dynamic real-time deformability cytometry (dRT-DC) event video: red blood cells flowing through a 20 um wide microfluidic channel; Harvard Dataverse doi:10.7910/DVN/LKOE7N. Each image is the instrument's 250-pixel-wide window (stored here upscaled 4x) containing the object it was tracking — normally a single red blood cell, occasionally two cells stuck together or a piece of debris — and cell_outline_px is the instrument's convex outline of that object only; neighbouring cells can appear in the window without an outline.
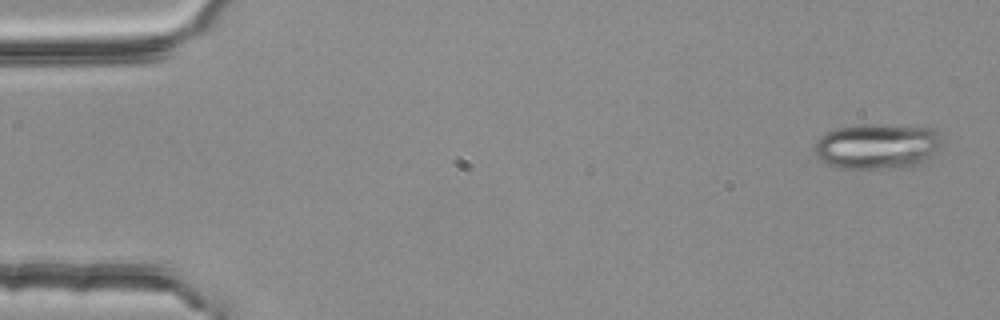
{"species": "common noctule bat (a hibernating species)", "species_latin": "Nyctalus noctula", "temperature_condition": "room temperature", "stored_images_in_passage": 3, "camera_frame_rate_fps": 3000, "um_per_image_px": 0.085, "animal": {"sex": "female", "body_mass_g": 25.1}, "frame": {"image": 1, "passage_image": 1, "time_ms": 0.0, "image_size_px": [1000, 320], "cell_outline_px": [[940, 148], [924, 164], [900, 168], [840, 168], [828, 164], [820, 160], [816, 156], [812, 148], [816, 140], [820, 136], [828, 132], [840, 128], [864, 124], [876, 124], [936, 128], [940, 140]], "centroid_in_image_um": [74.58, 12.44], "position_along_channel_um": 10.4, "area_um2": 34.1}}